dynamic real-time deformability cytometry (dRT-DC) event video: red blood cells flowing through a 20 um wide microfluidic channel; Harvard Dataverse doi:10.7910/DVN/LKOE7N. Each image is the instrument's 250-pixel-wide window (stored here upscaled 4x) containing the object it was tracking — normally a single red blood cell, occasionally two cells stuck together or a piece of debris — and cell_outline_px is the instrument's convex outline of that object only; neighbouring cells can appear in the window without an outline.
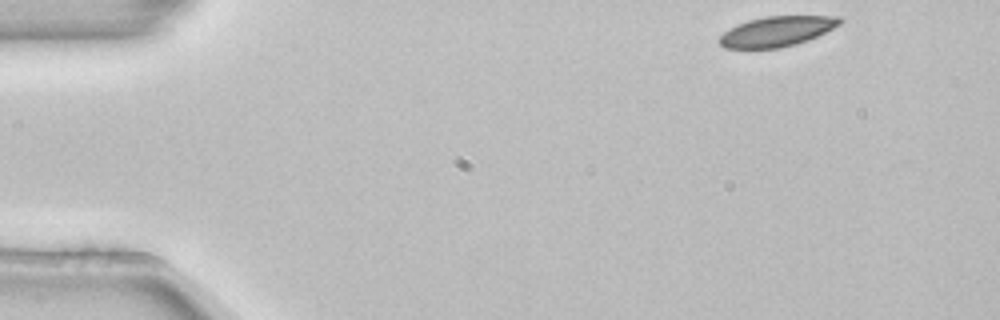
{"species": "common noctule bat (a hibernating species)", "species_latin": "Nyctalus noctula", "temperature_condition": "room temperature", "stored_images_in_passage": 3, "camera_frame_rate_fps": 3000, "um_per_image_px": 0.085, "animal": {"sex": "female", "body_mass_g": 22.7, "forearm_length_mm": 54.2}, "frame": {"image": 1, "passage_image": 1, "time_ms": 0.0, "image_size_px": [1000, 320], "cell_outline_px": [[844, 20], [840, 24], [816, 36], [796, 44], [780, 48], [724, 48], [720, 44], [720, 36], [728, 28], [736, 24], [748, 20], [768, 16], [840, 16]], "centroid_in_image_um": [66.01, 2.66], "position_along_channel_um": 19.0, "area_um2": 20.98}}